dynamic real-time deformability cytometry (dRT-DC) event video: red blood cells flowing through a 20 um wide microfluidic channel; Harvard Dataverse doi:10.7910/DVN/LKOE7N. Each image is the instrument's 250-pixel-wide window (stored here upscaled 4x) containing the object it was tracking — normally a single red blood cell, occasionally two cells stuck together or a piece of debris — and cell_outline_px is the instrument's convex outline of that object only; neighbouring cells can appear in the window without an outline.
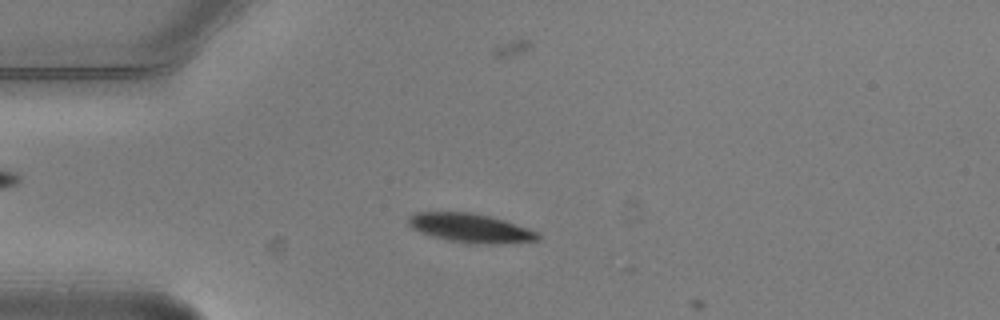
{"species": "common noctule bat (a hibernating species)", "species_latin": "Nyctalus noctula", "temperature_condition": "warm", "stored_images_in_passage": 5, "camera_frame_rate_fps": 3000, "um_per_image_px": 0.085, "animal": {"sex": "male", "body_mass_g": 20.5, "forearm_length_mm": 52.5}, "frame": {"image": 1, "passage_image": 4, "time_ms": 1.0, "image_size_px": [1000, 320], "cell_outline_px": [[540, 240], [448, 240], [432, 236], [420, 232], [412, 228], [408, 224], [408, 216], [416, 212], [472, 212], [504, 220], [528, 228], [536, 232], [540, 236]], "centroid_in_image_um": [39.83, 19.29], "position_along_channel_um": 45.2, "area_um2": 20.17}}